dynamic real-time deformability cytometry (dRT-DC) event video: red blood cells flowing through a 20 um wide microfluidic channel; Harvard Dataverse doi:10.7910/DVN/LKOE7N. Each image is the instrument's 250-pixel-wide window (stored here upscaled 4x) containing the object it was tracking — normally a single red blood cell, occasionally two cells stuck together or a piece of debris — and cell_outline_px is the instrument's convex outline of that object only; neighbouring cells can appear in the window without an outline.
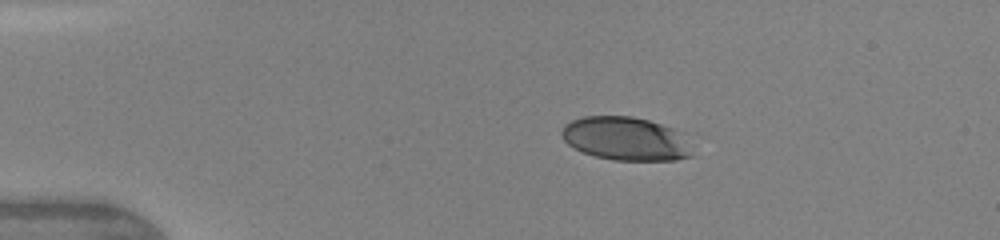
{"species": "human", "species_latin": "Homo sapiens", "temperature_condition": "warm", "stored_images_in_passage": 5, "camera_frame_rate_fps": 3000, "um_per_image_px": 0.085, "donor": {"sex": "female"}, "frame": {"image": 1, "passage_image": 3, "time_ms": 2.0, "image_size_px": [1000, 240], "cell_outline_px": [[692, 156], [676, 160], [612, 160], [596, 156], [584, 152], [568, 144], [564, 140], [560, 132], [564, 124], [572, 120], [584, 116], [632, 116], [648, 120], [684, 132]], "centroid_in_image_um": [53.18, 11.78], "position_along_channel_um": 31.8, "area_um2": 33.06}}